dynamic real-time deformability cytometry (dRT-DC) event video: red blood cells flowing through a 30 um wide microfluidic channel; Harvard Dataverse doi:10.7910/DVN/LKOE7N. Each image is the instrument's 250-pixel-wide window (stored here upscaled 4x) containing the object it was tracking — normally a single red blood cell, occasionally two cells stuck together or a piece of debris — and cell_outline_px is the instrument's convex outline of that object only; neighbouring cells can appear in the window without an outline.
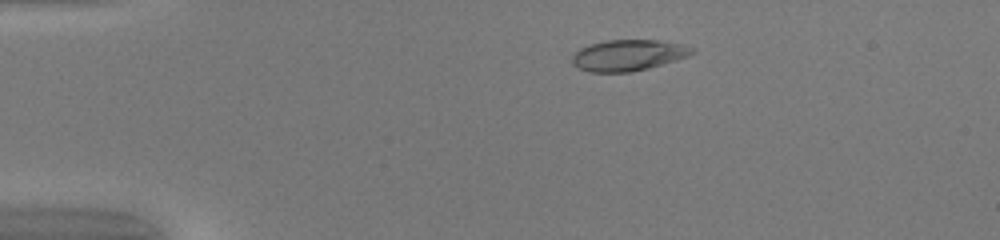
{"species": "common noctule bat (a hibernating species)", "species_latin": "Nyctalus noctula", "temperature_condition": "warm", "stored_images_in_passage": 51, "camera_frame_rate_fps": 3000, "um_per_image_px": 0.085, "animal": {"sex": "female", "body_mass_g": 20.0, "forearm_length_mm": 54.0}, "frame": {"image": 1, "passage_image": 11, "time_ms": 3.333, "image_size_px": [1000, 240], "cell_outline_px": [[696, 52], [688, 56], [676, 60], [648, 68], [632, 72], [588, 72], [572, 64], [572, 56], [580, 48], [588, 44], [608, 40], [660, 40], [680, 44], [696, 48]], "centroid_in_image_um": [53.41, 4.69], "position_along_channel_um": 31.6, "area_um2": 21.79}}
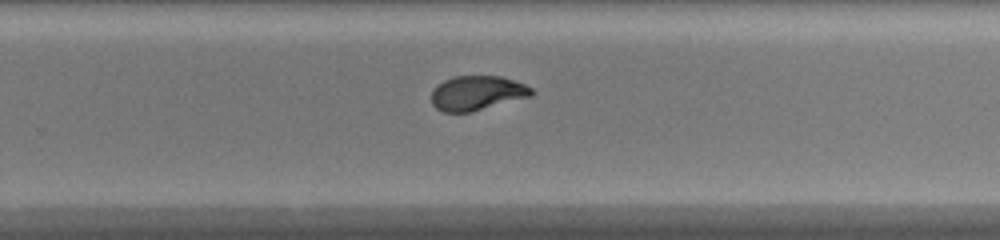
{"frame": {"image": 2, "passage_image": 34, "time_ms": 11.0, "image_size_px": [1000, 240], "cell_outline_px": [[536, 92], [532, 96], [472, 112], [444, 112], [436, 108], [432, 104], [432, 92], [444, 80], [456, 76], [500, 76], [524, 84], [532, 88]], "centroid_in_image_um": [40.59, 7.92], "position_along_channel_um": 289.2, "area_um2": 20.06}}
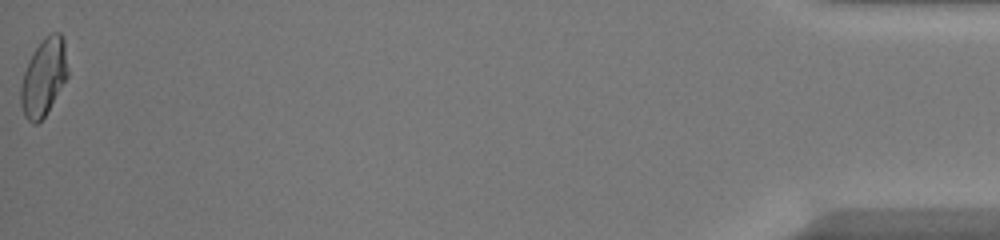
{"frame": {"image": 3, "passage_image": 51, "time_ms": 16.667, "image_size_px": [1000, 240], "cell_outline_px": [[68, 76], [44, 116], [36, 124], [32, 124], [24, 116], [20, 104], [20, 84], [28, 60], [32, 52], [44, 36], [52, 32], [60, 32], [64, 40], [68, 68]], "centroid_in_image_um": [3.7, 6.53], "position_along_channel_um": 431.5, "area_um2": 21.27}, "authors_computed_cell_mechanics": {"area_um2": 20.9236, "velocity_mm_per_s": 4.1776, "shape_relaxation_time_tau1_ms": 6.781, "shape_relaxation_time_tau2_ms": 0.7086, "deformation_change_tau1": 0.257, "deformation_change_tau2": 0.0523}}